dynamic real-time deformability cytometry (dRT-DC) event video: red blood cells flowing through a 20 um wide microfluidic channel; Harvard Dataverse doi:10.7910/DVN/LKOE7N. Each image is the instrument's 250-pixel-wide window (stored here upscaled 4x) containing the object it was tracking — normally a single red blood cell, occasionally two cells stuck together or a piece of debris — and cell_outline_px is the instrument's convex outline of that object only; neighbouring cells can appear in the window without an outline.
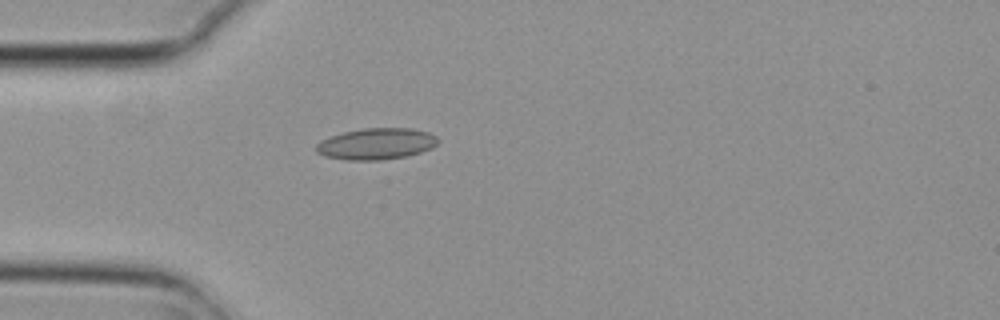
{"species": "common noctule bat (a hibernating species)", "species_latin": "Nyctalus noctula", "temperature_condition": "cold", "stored_images_in_passage": 2, "camera_frame_rate_fps": 3000, "um_per_image_px": 0.085, "animal": {"sex": "female", "body_mass_g": 29.2, "forearm_length_mm": 56.3}, "frame": {"image": 1, "passage_image": 2, "time_ms": 0.333, "image_size_px": [1000, 320], "cell_outline_px": [[440, 140], [432, 148], [408, 156], [380, 160], [344, 160], [324, 156], [316, 152], [316, 144], [320, 140], [344, 132], [364, 128], [412, 128], [428, 132], [436, 136]], "centroid_in_image_um": [31.99, 12.23], "position_along_channel_um": 53.0, "area_um2": 22.37}}